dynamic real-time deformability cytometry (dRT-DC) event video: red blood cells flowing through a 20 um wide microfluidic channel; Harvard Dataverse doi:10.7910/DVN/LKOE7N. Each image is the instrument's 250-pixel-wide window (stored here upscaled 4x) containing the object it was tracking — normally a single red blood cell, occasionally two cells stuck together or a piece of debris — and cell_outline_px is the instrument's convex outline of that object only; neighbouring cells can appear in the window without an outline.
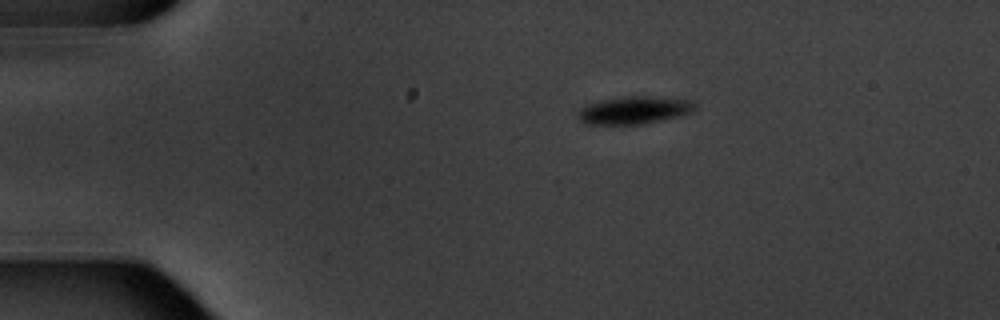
{"species": "common noctule bat (a hibernating species)", "species_latin": "Nyctalus noctula", "temperature_condition": "warm", "stored_images_in_passage": 3, "camera_frame_rate_fps": 3000, "um_per_image_px": 0.085, "animal": {"sex": "male", "body_mass_g": 20.1, "forearm_length_mm": 53.5}, "frame": {"image": 1, "passage_image": 1, "time_ms": 0.0, "image_size_px": [1000, 320], "cell_outline_px": [[696, 108], [692, 112], [680, 116], [640, 124], [588, 124], [580, 120], [576, 116], [576, 112], [580, 108], [588, 104], [604, 100], [624, 96], [648, 96], [692, 100], [696, 104]], "centroid_in_image_um": [53.91, 9.36], "position_along_channel_um": 31.1, "area_um2": 18.79}}